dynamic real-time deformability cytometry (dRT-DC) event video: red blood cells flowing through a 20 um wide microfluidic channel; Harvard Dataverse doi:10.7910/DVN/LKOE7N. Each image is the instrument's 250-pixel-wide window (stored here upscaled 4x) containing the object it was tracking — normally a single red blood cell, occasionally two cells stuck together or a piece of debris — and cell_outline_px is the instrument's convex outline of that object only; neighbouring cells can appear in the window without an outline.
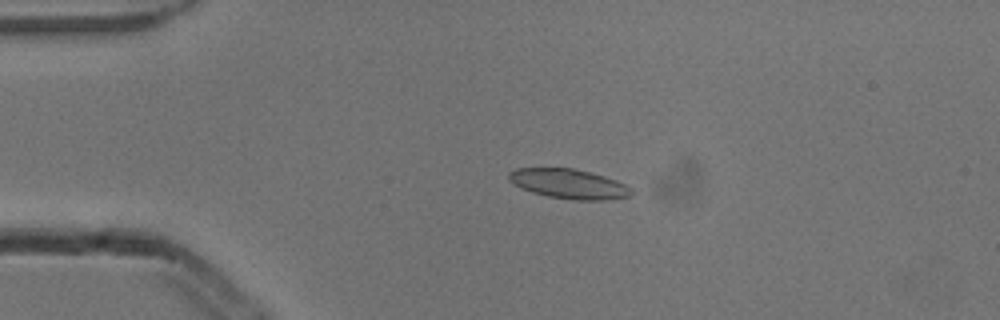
{"species": "common noctule bat (a hibernating species)", "species_latin": "Nyctalus noctula", "temperature_condition": "cold", "stored_images_in_passage": 4, "camera_frame_rate_fps": 3000, "um_per_image_px": 0.085, "animal": {"sex": "male", "body_mass_g": 13.3}, "frame": {"image": 1, "passage_image": 3, "time_ms": 0.667, "image_size_px": [1000, 320], "cell_outline_px": [[632, 196], [608, 200], [572, 200], [548, 196], [532, 192], [520, 188], [508, 180], [508, 172], [516, 168], [572, 168], [604, 176], [616, 180], [632, 188]], "centroid_in_image_um": [48.34, 15.63], "position_along_channel_um": 36.7, "area_um2": 21.27}}